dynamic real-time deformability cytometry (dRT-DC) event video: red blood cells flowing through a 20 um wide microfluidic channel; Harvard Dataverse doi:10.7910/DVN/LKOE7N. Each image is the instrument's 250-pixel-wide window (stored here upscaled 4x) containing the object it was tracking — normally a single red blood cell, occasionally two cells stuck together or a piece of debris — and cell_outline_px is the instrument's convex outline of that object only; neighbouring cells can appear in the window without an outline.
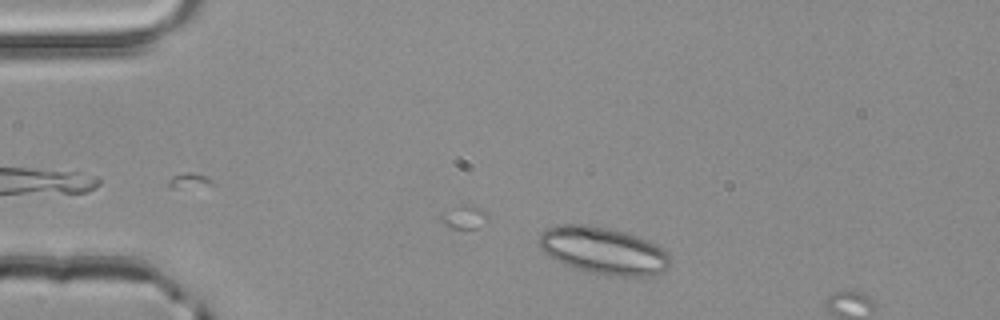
{"species": "common noctule bat (a hibernating species)", "species_latin": "Nyctalus noctula", "temperature_condition": "room temperature", "stored_images_in_passage": 6, "camera_frame_rate_fps": 3000, "um_per_image_px": 0.085, "animal": {"sex": "male", "body_mass_g": 20.4}, "frame": {"image": 1, "passage_image": 3, "time_ms": 0.667, "image_size_px": [1000, 320], "cell_outline_px": [[672, 264], [664, 272], [652, 276], [612, 276], [588, 272], [564, 264], [548, 256], [540, 248], [540, 232], [544, 228], [564, 224], [588, 224], [608, 228], [624, 232], [648, 240], [656, 244], [668, 252], [672, 260]], "centroid_in_image_um": [51.33, 21.31], "position_along_channel_um": 33.7, "area_um2": 36.41}}